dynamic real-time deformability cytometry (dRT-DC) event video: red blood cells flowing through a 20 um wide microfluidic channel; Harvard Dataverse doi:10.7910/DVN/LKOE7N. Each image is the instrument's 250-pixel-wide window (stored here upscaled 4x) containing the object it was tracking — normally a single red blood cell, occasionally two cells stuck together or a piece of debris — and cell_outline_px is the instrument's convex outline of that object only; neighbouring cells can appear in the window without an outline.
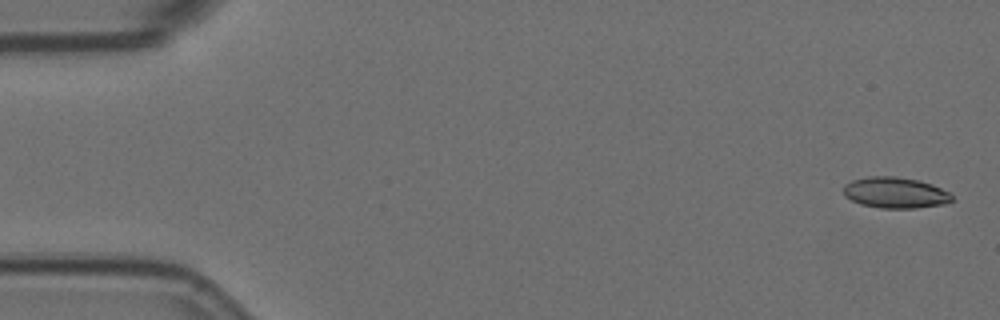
{"species": "Egyptian fruit bat (a non-hibernating species)", "species_latin": "Rousettus aegyptiacus", "temperature_condition": "room temperature", "stored_images_in_passage": 5, "camera_frame_rate_fps": 3000, "um_per_image_px": 0.085, "animal": {"sex": "female"}, "frame": {"image": 1, "passage_image": 1, "time_ms": 0.0, "image_size_px": [1000, 320], "cell_outline_px": [[952, 200], [944, 204], [916, 208], [880, 208], [860, 204], [844, 196], [844, 184], [852, 180], [868, 176], [896, 176], [920, 180], [932, 184], [948, 192], [952, 196]], "centroid_in_image_um": [76.08, 16.37], "position_along_channel_um": 8.9, "area_um2": 19.65}}
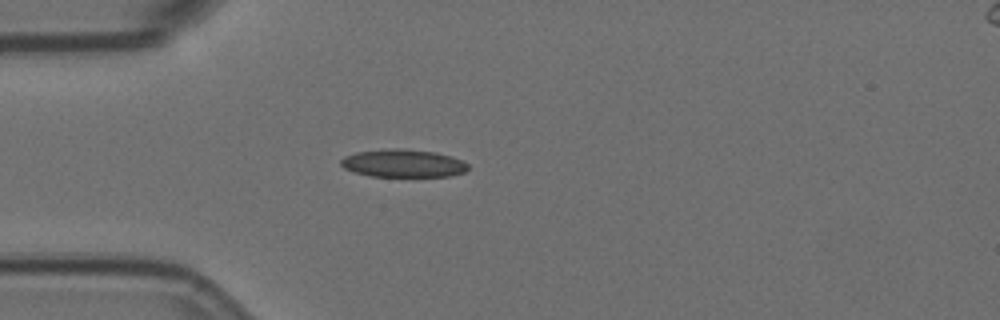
{"frame": {"image": 2, "passage_image": 5, "time_ms": 1.333, "image_size_px": [1000, 320], "cell_outline_px": [[468, 168], [464, 172], [452, 176], [372, 176], [352, 172], [344, 168], [340, 164], [340, 160], [344, 156], [356, 152], [384, 148], [400, 148], [436, 152], [452, 156], [468, 164]], "centroid_in_image_um": [34.24, 13.87], "position_along_channel_um": 50.8, "area_um2": 20.81}}